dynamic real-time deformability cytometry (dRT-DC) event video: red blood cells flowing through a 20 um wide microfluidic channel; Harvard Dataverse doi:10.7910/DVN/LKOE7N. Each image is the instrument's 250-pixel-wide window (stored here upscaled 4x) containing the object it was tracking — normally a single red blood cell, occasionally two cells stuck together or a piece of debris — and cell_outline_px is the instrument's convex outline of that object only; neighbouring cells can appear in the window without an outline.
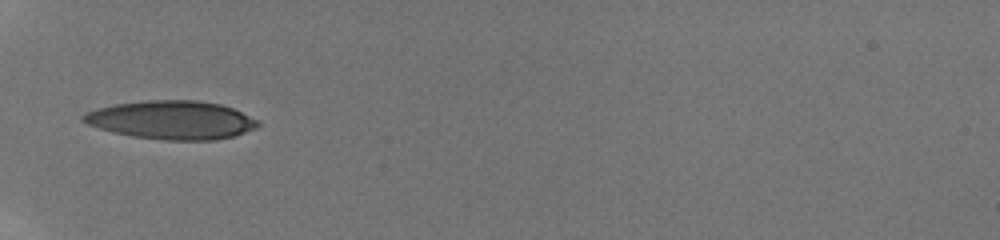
{"species": "human", "species_latin": "Homo sapiens", "temperature_condition": "room temperature", "stored_images_in_passage": 5, "camera_frame_rate_fps": 3000, "um_per_image_px": 0.085, "donor": {"sex": "male"}, "frame": {"image": 1, "passage_image": 4, "time_ms": 2.0, "image_size_px": [1000, 240], "cell_outline_px": [[260, 124], [256, 128], [236, 136], [216, 140], [164, 140], [132, 136], [112, 132], [88, 124], [80, 120], [80, 116], [88, 112], [100, 108], [116, 104], [144, 100], [196, 100], [220, 104], [232, 108], [260, 120]], "centroid_in_image_um": [14.63, 10.2], "position_along_channel_um": 70.4, "area_um2": 39.25}}